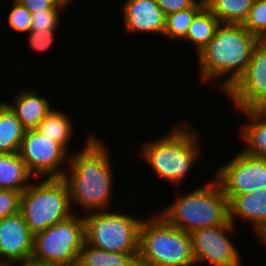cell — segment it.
Masks as SVG:
<instances>
[{"label": "cell", "mask_w": 266, "mask_h": 266, "mask_svg": "<svg viewBox=\"0 0 266 266\" xmlns=\"http://www.w3.org/2000/svg\"><path fill=\"white\" fill-rule=\"evenodd\" d=\"M85 146L69 157L62 179L67 185L71 208L78 206L85 215L108 211L111 205L114 174L109 148L92 133ZM74 206V207H73Z\"/></svg>", "instance_id": "obj_1"}, {"label": "cell", "mask_w": 266, "mask_h": 266, "mask_svg": "<svg viewBox=\"0 0 266 266\" xmlns=\"http://www.w3.org/2000/svg\"><path fill=\"white\" fill-rule=\"evenodd\" d=\"M260 41L243 24L221 23L214 38L197 55L201 82L220 79L223 82L218 86L226 93L247 69Z\"/></svg>", "instance_id": "obj_2"}, {"label": "cell", "mask_w": 266, "mask_h": 266, "mask_svg": "<svg viewBox=\"0 0 266 266\" xmlns=\"http://www.w3.org/2000/svg\"><path fill=\"white\" fill-rule=\"evenodd\" d=\"M183 123L175 124L170 132L156 140H146L139 152L140 158L159 178L176 187L184 183L201 155V138L197 133L200 131L193 129L188 121Z\"/></svg>", "instance_id": "obj_3"}, {"label": "cell", "mask_w": 266, "mask_h": 266, "mask_svg": "<svg viewBox=\"0 0 266 266\" xmlns=\"http://www.w3.org/2000/svg\"><path fill=\"white\" fill-rule=\"evenodd\" d=\"M180 190L175 192L176 200L158 213L172 226L191 233L229 221V201L214 176L211 182L187 194Z\"/></svg>", "instance_id": "obj_4"}, {"label": "cell", "mask_w": 266, "mask_h": 266, "mask_svg": "<svg viewBox=\"0 0 266 266\" xmlns=\"http://www.w3.org/2000/svg\"><path fill=\"white\" fill-rule=\"evenodd\" d=\"M139 266H196L190 233L160 214L145 217L140 227Z\"/></svg>", "instance_id": "obj_5"}, {"label": "cell", "mask_w": 266, "mask_h": 266, "mask_svg": "<svg viewBox=\"0 0 266 266\" xmlns=\"http://www.w3.org/2000/svg\"><path fill=\"white\" fill-rule=\"evenodd\" d=\"M73 210L67 185L62 178H43L39 182H31L20 199V213L33 235L66 220L75 214Z\"/></svg>", "instance_id": "obj_6"}, {"label": "cell", "mask_w": 266, "mask_h": 266, "mask_svg": "<svg viewBox=\"0 0 266 266\" xmlns=\"http://www.w3.org/2000/svg\"><path fill=\"white\" fill-rule=\"evenodd\" d=\"M83 219L87 244L108 252L139 253L143 218L108 210L83 214Z\"/></svg>", "instance_id": "obj_7"}, {"label": "cell", "mask_w": 266, "mask_h": 266, "mask_svg": "<svg viewBox=\"0 0 266 266\" xmlns=\"http://www.w3.org/2000/svg\"><path fill=\"white\" fill-rule=\"evenodd\" d=\"M85 242L83 215L77 212L33 237L31 262L55 266H75Z\"/></svg>", "instance_id": "obj_8"}, {"label": "cell", "mask_w": 266, "mask_h": 266, "mask_svg": "<svg viewBox=\"0 0 266 266\" xmlns=\"http://www.w3.org/2000/svg\"><path fill=\"white\" fill-rule=\"evenodd\" d=\"M19 154L30 174L40 179L62 178L66 170L63 165H69L70 153L36 129L26 130Z\"/></svg>", "instance_id": "obj_9"}, {"label": "cell", "mask_w": 266, "mask_h": 266, "mask_svg": "<svg viewBox=\"0 0 266 266\" xmlns=\"http://www.w3.org/2000/svg\"><path fill=\"white\" fill-rule=\"evenodd\" d=\"M214 177L230 201L235 195L266 188V159L239 151L217 167Z\"/></svg>", "instance_id": "obj_10"}, {"label": "cell", "mask_w": 266, "mask_h": 266, "mask_svg": "<svg viewBox=\"0 0 266 266\" xmlns=\"http://www.w3.org/2000/svg\"><path fill=\"white\" fill-rule=\"evenodd\" d=\"M235 226L226 224L196 229L190 233L195 264L214 266H242L241 255L230 240Z\"/></svg>", "instance_id": "obj_11"}, {"label": "cell", "mask_w": 266, "mask_h": 266, "mask_svg": "<svg viewBox=\"0 0 266 266\" xmlns=\"http://www.w3.org/2000/svg\"><path fill=\"white\" fill-rule=\"evenodd\" d=\"M225 95L235 110H259L266 104V40L255 47L247 69Z\"/></svg>", "instance_id": "obj_12"}, {"label": "cell", "mask_w": 266, "mask_h": 266, "mask_svg": "<svg viewBox=\"0 0 266 266\" xmlns=\"http://www.w3.org/2000/svg\"><path fill=\"white\" fill-rule=\"evenodd\" d=\"M33 237L20 212L0 219V263L24 264L30 261Z\"/></svg>", "instance_id": "obj_13"}, {"label": "cell", "mask_w": 266, "mask_h": 266, "mask_svg": "<svg viewBox=\"0 0 266 266\" xmlns=\"http://www.w3.org/2000/svg\"><path fill=\"white\" fill-rule=\"evenodd\" d=\"M120 7L123 26L127 34H162L166 27V15L156 0H123Z\"/></svg>", "instance_id": "obj_14"}, {"label": "cell", "mask_w": 266, "mask_h": 266, "mask_svg": "<svg viewBox=\"0 0 266 266\" xmlns=\"http://www.w3.org/2000/svg\"><path fill=\"white\" fill-rule=\"evenodd\" d=\"M238 218L248 221L263 242L266 238V188L235 195L229 201V221L235 226Z\"/></svg>", "instance_id": "obj_15"}, {"label": "cell", "mask_w": 266, "mask_h": 266, "mask_svg": "<svg viewBox=\"0 0 266 266\" xmlns=\"http://www.w3.org/2000/svg\"><path fill=\"white\" fill-rule=\"evenodd\" d=\"M49 99L43 97L37 91L24 89L13 98V103L4 101L16 114L26 130L36 129L37 125L51 111Z\"/></svg>", "instance_id": "obj_16"}, {"label": "cell", "mask_w": 266, "mask_h": 266, "mask_svg": "<svg viewBox=\"0 0 266 266\" xmlns=\"http://www.w3.org/2000/svg\"><path fill=\"white\" fill-rule=\"evenodd\" d=\"M246 115L248 122L241 125L240 137L245 147L241 151L266 159V115L260 110H237Z\"/></svg>", "instance_id": "obj_17"}, {"label": "cell", "mask_w": 266, "mask_h": 266, "mask_svg": "<svg viewBox=\"0 0 266 266\" xmlns=\"http://www.w3.org/2000/svg\"><path fill=\"white\" fill-rule=\"evenodd\" d=\"M33 178L19 152L0 154V189L23 192Z\"/></svg>", "instance_id": "obj_18"}, {"label": "cell", "mask_w": 266, "mask_h": 266, "mask_svg": "<svg viewBox=\"0 0 266 266\" xmlns=\"http://www.w3.org/2000/svg\"><path fill=\"white\" fill-rule=\"evenodd\" d=\"M26 129L12 109L0 101V154L17 153Z\"/></svg>", "instance_id": "obj_19"}, {"label": "cell", "mask_w": 266, "mask_h": 266, "mask_svg": "<svg viewBox=\"0 0 266 266\" xmlns=\"http://www.w3.org/2000/svg\"><path fill=\"white\" fill-rule=\"evenodd\" d=\"M138 253L108 252L84 242L77 266H138Z\"/></svg>", "instance_id": "obj_20"}, {"label": "cell", "mask_w": 266, "mask_h": 266, "mask_svg": "<svg viewBox=\"0 0 266 266\" xmlns=\"http://www.w3.org/2000/svg\"><path fill=\"white\" fill-rule=\"evenodd\" d=\"M55 108L37 125L36 130L41 134L60 143L71 154L69 141L73 136V123L68 115ZM73 130V131H72Z\"/></svg>", "instance_id": "obj_21"}, {"label": "cell", "mask_w": 266, "mask_h": 266, "mask_svg": "<svg viewBox=\"0 0 266 266\" xmlns=\"http://www.w3.org/2000/svg\"><path fill=\"white\" fill-rule=\"evenodd\" d=\"M221 23L205 6L193 19L188 28L185 42H192L198 55L200 51L214 38L215 32Z\"/></svg>", "instance_id": "obj_22"}, {"label": "cell", "mask_w": 266, "mask_h": 266, "mask_svg": "<svg viewBox=\"0 0 266 266\" xmlns=\"http://www.w3.org/2000/svg\"><path fill=\"white\" fill-rule=\"evenodd\" d=\"M254 0H205V6L222 24H243Z\"/></svg>", "instance_id": "obj_23"}, {"label": "cell", "mask_w": 266, "mask_h": 266, "mask_svg": "<svg viewBox=\"0 0 266 266\" xmlns=\"http://www.w3.org/2000/svg\"><path fill=\"white\" fill-rule=\"evenodd\" d=\"M205 7V0H199L193 7L166 16L163 36L171 41H182L195 16Z\"/></svg>", "instance_id": "obj_24"}, {"label": "cell", "mask_w": 266, "mask_h": 266, "mask_svg": "<svg viewBox=\"0 0 266 266\" xmlns=\"http://www.w3.org/2000/svg\"><path fill=\"white\" fill-rule=\"evenodd\" d=\"M243 26L261 40H266V0H254Z\"/></svg>", "instance_id": "obj_25"}, {"label": "cell", "mask_w": 266, "mask_h": 266, "mask_svg": "<svg viewBox=\"0 0 266 266\" xmlns=\"http://www.w3.org/2000/svg\"><path fill=\"white\" fill-rule=\"evenodd\" d=\"M8 13V25L18 33H28L31 30L32 13L17 0Z\"/></svg>", "instance_id": "obj_26"}, {"label": "cell", "mask_w": 266, "mask_h": 266, "mask_svg": "<svg viewBox=\"0 0 266 266\" xmlns=\"http://www.w3.org/2000/svg\"><path fill=\"white\" fill-rule=\"evenodd\" d=\"M62 10H43L32 13L31 30H51L58 29L60 23V14Z\"/></svg>", "instance_id": "obj_27"}, {"label": "cell", "mask_w": 266, "mask_h": 266, "mask_svg": "<svg viewBox=\"0 0 266 266\" xmlns=\"http://www.w3.org/2000/svg\"><path fill=\"white\" fill-rule=\"evenodd\" d=\"M56 32V29L29 31L27 39H29V47L32 49V52H39L41 54L53 47Z\"/></svg>", "instance_id": "obj_28"}, {"label": "cell", "mask_w": 266, "mask_h": 266, "mask_svg": "<svg viewBox=\"0 0 266 266\" xmlns=\"http://www.w3.org/2000/svg\"><path fill=\"white\" fill-rule=\"evenodd\" d=\"M22 192L12 189H0V219L20 212Z\"/></svg>", "instance_id": "obj_29"}, {"label": "cell", "mask_w": 266, "mask_h": 266, "mask_svg": "<svg viewBox=\"0 0 266 266\" xmlns=\"http://www.w3.org/2000/svg\"><path fill=\"white\" fill-rule=\"evenodd\" d=\"M199 0H156L166 16L193 7Z\"/></svg>", "instance_id": "obj_30"}, {"label": "cell", "mask_w": 266, "mask_h": 266, "mask_svg": "<svg viewBox=\"0 0 266 266\" xmlns=\"http://www.w3.org/2000/svg\"><path fill=\"white\" fill-rule=\"evenodd\" d=\"M24 5L31 13L43 10H64V7L57 6L52 0H17Z\"/></svg>", "instance_id": "obj_31"}, {"label": "cell", "mask_w": 266, "mask_h": 266, "mask_svg": "<svg viewBox=\"0 0 266 266\" xmlns=\"http://www.w3.org/2000/svg\"><path fill=\"white\" fill-rule=\"evenodd\" d=\"M57 6L64 7L67 9V7L72 3L70 0H52ZM69 4V5H68Z\"/></svg>", "instance_id": "obj_32"}, {"label": "cell", "mask_w": 266, "mask_h": 266, "mask_svg": "<svg viewBox=\"0 0 266 266\" xmlns=\"http://www.w3.org/2000/svg\"><path fill=\"white\" fill-rule=\"evenodd\" d=\"M21 266H55V265L38 264V263L28 261V262H25L24 264H21Z\"/></svg>", "instance_id": "obj_33"}, {"label": "cell", "mask_w": 266, "mask_h": 266, "mask_svg": "<svg viewBox=\"0 0 266 266\" xmlns=\"http://www.w3.org/2000/svg\"><path fill=\"white\" fill-rule=\"evenodd\" d=\"M18 265H20V266H21V264H8V263H0V266H18Z\"/></svg>", "instance_id": "obj_34"}, {"label": "cell", "mask_w": 266, "mask_h": 266, "mask_svg": "<svg viewBox=\"0 0 266 266\" xmlns=\"http://www.w3.org/2000/svg\"><path fill=\"white\" fill-rule=\"evenodd\" d=\"M259 110H260L263 114L266 115V104H265L262 108H260Z\"/></svg>", "instance_id": "obj_35"}, {"label": "cell", "mask_w": 266, "mask_h": 266, "mask_svg": "<svg viewBox=\"0 0 266 266\" xmlns=\"http://www.w3.org/2000/svg\"><path fill=\"white\" fill-rule=\"evenodd\" d=\"M262 244H265L266 245V238L263 240Z\"/></svg>", "instance_id": "obj_36"}]
</instances>
